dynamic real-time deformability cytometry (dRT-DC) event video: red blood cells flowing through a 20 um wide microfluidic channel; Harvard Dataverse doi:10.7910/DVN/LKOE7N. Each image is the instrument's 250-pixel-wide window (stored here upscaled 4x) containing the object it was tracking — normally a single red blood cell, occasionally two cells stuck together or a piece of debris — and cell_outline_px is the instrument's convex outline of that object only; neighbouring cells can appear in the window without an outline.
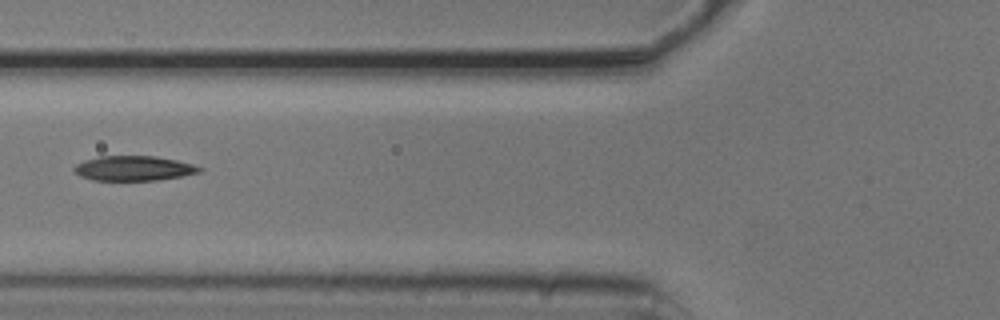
{"species": "common noctule bat (a hibernating species)", "species_latin": "Nyctalus noctula", "temperature_condition": "cold", "stored_images_in_passage": 3, "camera_frame_rate_fps": 3000, "um_per_image_px": 0.085, "animal": {"sex": "male", "body_mass_g": 20.5, "forearm_length_mm": 52.5}, "frame": {"image": 1, "passage_image": 2, "time_ms": 0.333, "image_size_px": [1000, 320], "cell_outline_px": [[204, 168], [200, 172], [160, 180], [92, 180], [80, 176], [72, 172], [72, 168], [76, 164], [84, 160], [100, 156], [156, 156], [176, 160], [192, 164]], "centroid_in_image_um": [11.32, 14.3], "position_along_channel_um": 114.5, "area_um2": 18.21}}
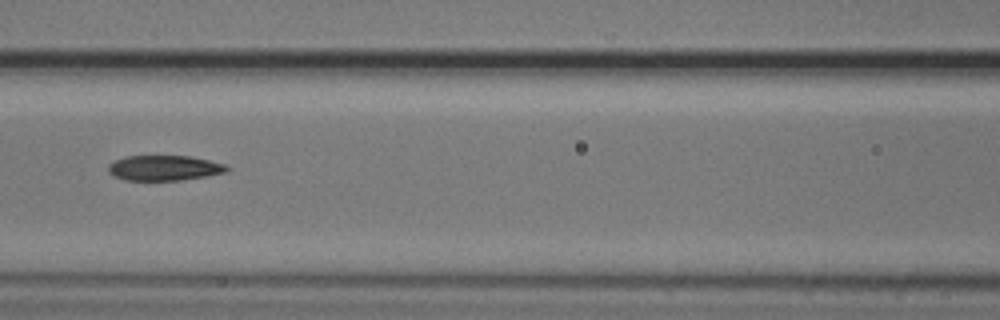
{"frame": {"image": 2, "passage_image": 3, "time_ms": 0.667, "image_size_px": [1000, 320], "cell_outline_px": [[232, 168], [228, 172], [180, 180], [124, 180], [112, 176], [108, 172], [108, 164], [124, 156], [188, 156], [208, 160], [224, 164]], "centroid_in_image_um": [13.94, 14.28], "position_along_channel_um": 152.7, "area_um2": 17.46}}